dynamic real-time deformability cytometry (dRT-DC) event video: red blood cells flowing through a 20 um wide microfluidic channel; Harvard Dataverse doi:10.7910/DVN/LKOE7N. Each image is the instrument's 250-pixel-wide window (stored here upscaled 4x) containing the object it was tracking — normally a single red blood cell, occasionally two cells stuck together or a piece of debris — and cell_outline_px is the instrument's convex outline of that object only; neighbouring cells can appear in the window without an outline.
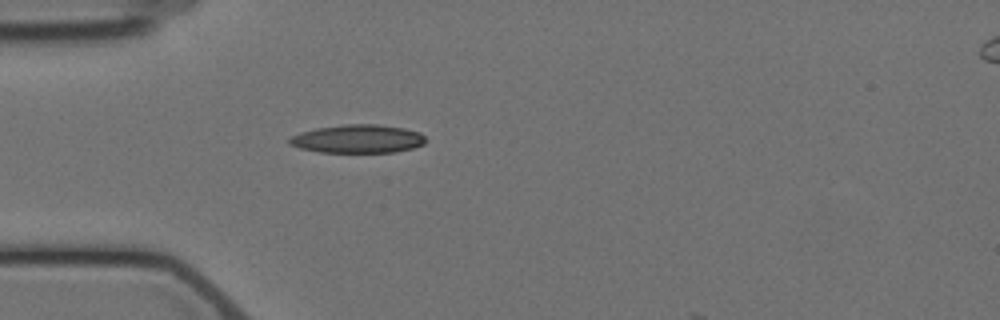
{"species": "Egyptian fruit bat (a non-hibernating species)", "species_latin": "Rousettus aegyptiacus", "temperature_condition": "cold", "stored_images_in_passage": 4, "camera_frame_rate_fps": 3000, "um_per_image_px": 0.085, "animal": {"sex": "female"}, "frame": {"image": 1, "passage_image": 3, "time_ms": 2.333, "image_size_px": [1000, 320], "cell_outline_px": [[424, 144], [412, 148], [396, 152], [320, 152], [300, 148], [288, 144], [288, 136], [300, 132], [316, 128], [344, 124], [376, 124], [404, 128], [420, 132], [424, 136]], "centroid_in_image_um": [30.37, 11.8], "position_along_channel_um": 54.6, "area_um2": 22.6}}